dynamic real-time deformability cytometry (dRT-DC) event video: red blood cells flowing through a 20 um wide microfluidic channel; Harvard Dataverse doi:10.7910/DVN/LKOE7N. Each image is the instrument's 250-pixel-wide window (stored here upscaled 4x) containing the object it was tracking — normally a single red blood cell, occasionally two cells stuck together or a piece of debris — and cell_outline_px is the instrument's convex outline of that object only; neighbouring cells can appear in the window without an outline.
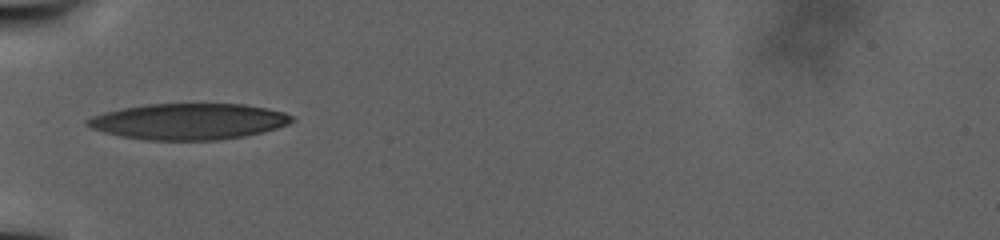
{"species": "human", "species_latin": "Homo sapiens", "temperature_condition": "warm", "stored_images_in_passage": 26, "camera_frame_rate_fps": 3000, "um_per_image_px": 0.085, "donor": {"sex": "male"}, "frame": {"image": 1, "passage_image": 1, "time_ms": 0.0, "image_size_px": [1000, 240], "cell_outline_px": [[296, 120], [288, 124], [276, 128], [244, 136], [216, 140], [148, 140], [120, 136], [104, 132], [92, 128], [84, 124], [84, 120], [92, 116], [104, 112], [120, 108], [148, 104], [244, 104], [284, 112], [292, 116]], "centroid_in_image_um": [15.99, 10.32], "position_along_channel_um": 69.0, "area_um2": 42.95}}
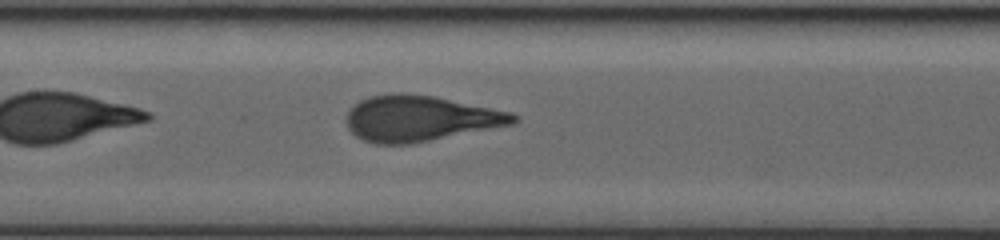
{"frame": {"image": 2, "passage_image": 7, "time_ms": 6.0, "image_size_px": [1000, 240], "cell_outline_px": [[520, 120], [512, 124], [412, 144], [376, 144], [364, 140], [356, 136], [348, 128], [344, 116], [360, 100], [368, 96], [388, 92], [408, 92], [436, 96], [512, 112], [520, 116]], "centroid_in_image_um": [35.69, 10.05], "position_along_channel_um": 171.7, "area_um2": 45.03}}
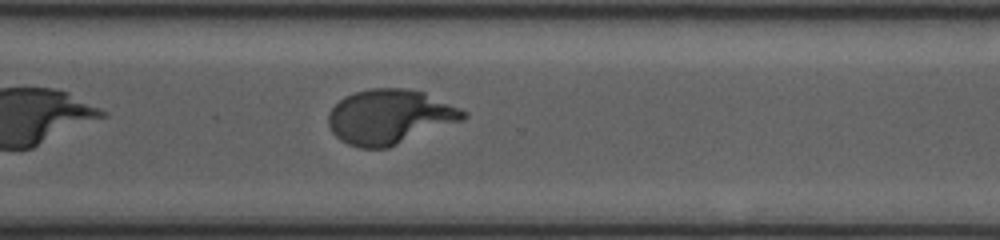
{"frame": {"image": 3, "passage_image": 17, "time_ms": 15.333, "image_size_px": [1000, 240], "cell_outline_px": [[468, 116], [464, 120], [388, 148], [360, 148], [348, 144], [340, 140], [332, 132], [328, 124], [328, 112], [344, 96], [356, 92], [372, 88], [404, 88], [424, 92], [460, 108], [468, 112]], "centroid_in_image_um": [33.14, 9.93], "position_along_channel_um": 337.5, "area_um2": 43.06}}